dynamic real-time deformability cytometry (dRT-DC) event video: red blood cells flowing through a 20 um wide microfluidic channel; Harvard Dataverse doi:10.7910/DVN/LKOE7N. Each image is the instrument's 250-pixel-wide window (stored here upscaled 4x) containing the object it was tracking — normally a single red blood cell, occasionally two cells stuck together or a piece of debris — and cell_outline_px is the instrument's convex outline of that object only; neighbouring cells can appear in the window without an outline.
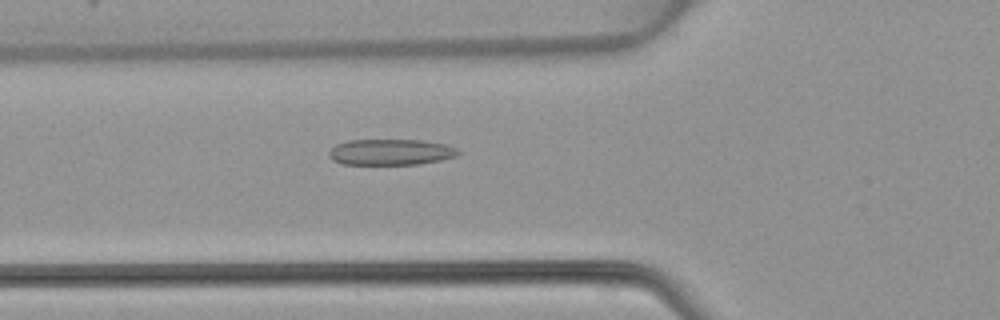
{"species": "common noctule bat (a hibernating species)", "species_latin": "Nyctalus noctula", "temperature_condition": "warm", "stored_images_in_passage": 47, "camera_frame_rate_fps": 3000, "um_per_image_px": 0.085, "animal": {"sex": "female", "body_mass_g": 22.7, "forearm_length_mm": 54.2}, "frame": {"image": 1, "passage_image": 17, "time_ms": 5.333, "image_size_px": [1000, 320], "cell_outline_px": [[460, 152], [456, 156], [440, 160], [416, 164], [340, 164], [332, 160], [328, 156], [328, 152], [336, 144], [348, 140], [424, 140], [448, 144], [456, 148]], "centroid_in_image_um": [33.19, 12.92], "position_along_channel_um": 92.6, "area_um2": 19.65}}
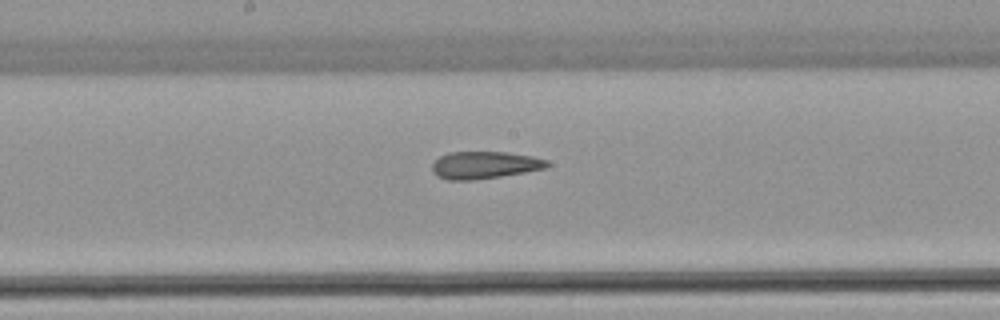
{"frame": {"image": 2, "passage_image": 25, "time_ms": 8.0, "image_size_px": [1000, 320], "cell_outline_px": [[552, 164], [544, 168], [524, 172], [500, 176], [472, 180], [448, 180], [436, 176], [432, 172], [432, 164], [440, 156], [448, 152], [508, 152], [532, 156], [548, 160]], "centroid_in_image_um": [41.17, 14.02], "position_along_channel_um": 207.0, "area_um2": 18.32}}
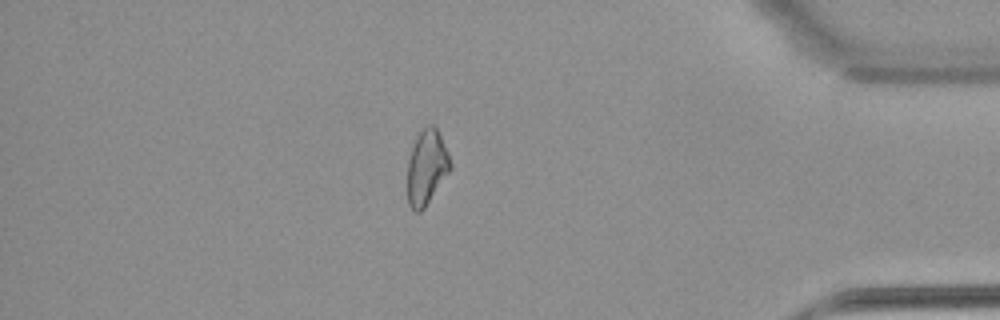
{"frame": {"image": 3, "passage_image": 41, "time_ms": 13.333, "image_size_px": [1000, 320], "cell_outline_px": [[452, 168], [424, 208], [420, 212], [416, 212], [408, 204], [408, 160], [416, 136], [428, 124], [436, 124], [452, 164]], "centroid_in_image_um": [36.27, 14.19], "position_along_channel_um": 398.9, "area_um2": 18.61}}